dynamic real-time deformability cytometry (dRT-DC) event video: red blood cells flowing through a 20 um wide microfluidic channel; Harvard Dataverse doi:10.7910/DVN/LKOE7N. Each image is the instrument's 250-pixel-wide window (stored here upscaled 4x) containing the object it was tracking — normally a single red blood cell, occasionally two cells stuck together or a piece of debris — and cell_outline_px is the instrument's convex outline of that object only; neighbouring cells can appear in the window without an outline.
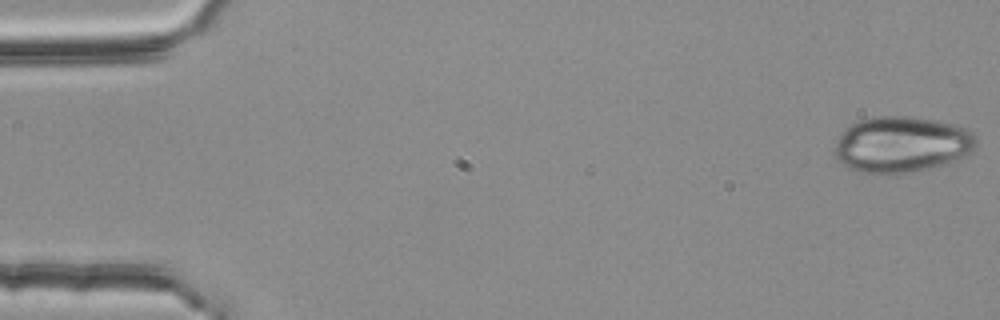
{"species": "common noctule bat (a hibernating species)", "species_latin": "Nyctalus noctula", "temperature_condition": "room temperature", "stored_images_in_passage": 54, "camera_frame_rate_fps": 3000, "um_per_image_px": 0.085, "animal": {"sex": "female", "body_mass_g": 25.1}, "frame": {"image": 1, "passage_image": 1, "time_ms": 0.0, "image_size_px": [1000, 320], "cell_outline_px": [[976, 144], [964, 156], [948, 164], [892, 176], [888, 176], [856, 172], [848, 168], [836, 156], [836, 140], [856, 120], [876, 116], [912, 116], [936, 120], [968, 128], [976, 136]], "centroid_in_image_um": [76.65, 12.3], "position_along_channel_um": 8.4, "area_um2": 46.7}}
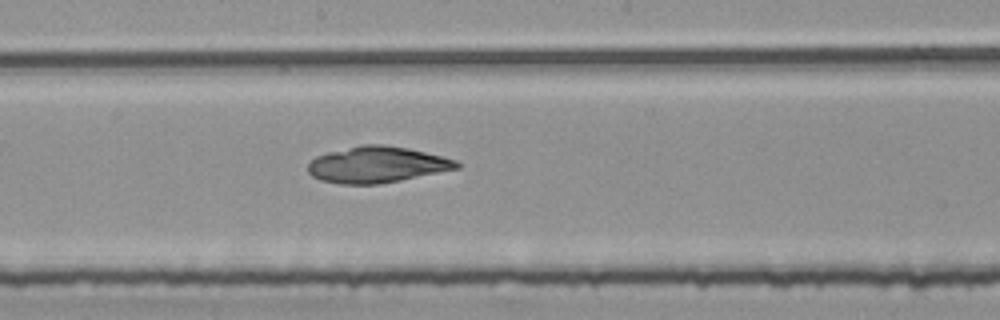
{"frame": {"image": 2, "passage_image": 29, "time_ms": 9.333, "image_size_px": [1000, 320], "cell_outline_px": [[460, 168], [380, 184], [340, 184], [320, 180], [312, 176], [308, 172], [308, 164], [316, 156], [328, 152], [360, 144], [384, 144], [408, 148], [456, 160], [460, 164]], "centroid_in_image_um": [32.01, 13.99], "position_along_channel_um": 216.2, "area_um2": 31.33}}
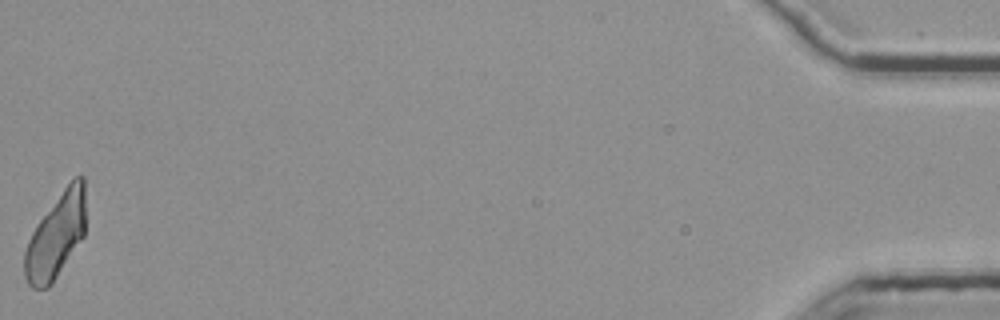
{"frame": {"image": 3, "passage_image": 54, "time_ms": 17.667, "image_size_px": [1000, 320], "cell_outline_px": [[84, 236], [48, 288], [32, 288], [28, 284], [24, 276], [24, 252], [28, 240], [32, 232], [40, 220], [64, 188], [76, 176], [84, 176]], "centroid_in_image_um": [4.74, 20.08], "position_along_channel_um": 430.5, "area_um2": 29.48}}